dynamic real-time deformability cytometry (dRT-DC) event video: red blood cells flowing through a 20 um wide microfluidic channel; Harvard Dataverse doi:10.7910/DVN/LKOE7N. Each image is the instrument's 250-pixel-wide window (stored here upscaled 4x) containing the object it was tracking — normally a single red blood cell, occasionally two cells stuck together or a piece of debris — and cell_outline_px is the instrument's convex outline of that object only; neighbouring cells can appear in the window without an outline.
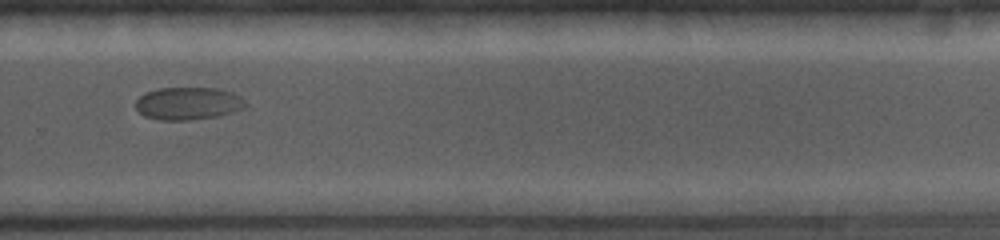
{"species": "common noctule bat (a hibernating species)", "species_latin": "Nyctalus noctula", "temperature_condition": "cold", "stored_images_in_passage": 52, "camera_frame_rate_fps": 5000, "um_per_image_px": 0.085, "animal": {"sex": "female", "body_mass_g": 19.0, "forearm_length_mm": 56.7}, "frame": {"image": 1, "passage_image": 33, "time_ms": 8.0, "image_size_px": [1000, 240], "cell_outline_px": [[244, 108], [232, 112], [216, 116], [188, 120], [160, 120], [144, 116], [136, 108], [136, 100], [144, 92], [156, 88], [220, 88], [232, 92], [240, 96], [244, 100]], "centroid_in_image_um": [15.96, 8.78], "position_along_channel_um": 313.8, "area_um2": 20.87}}
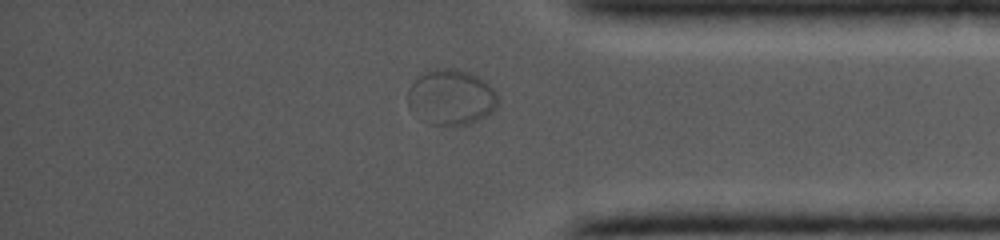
{"frame": {"image": 2, "passage_image": 41, "time_ms": 10.0, "image_size_px": [1000, 240], "cell_outline_px": [[496, 104], [492, 112], [484, 116], [464, 124], [432, 124], [408, 108], [408, 88], [420, 76], [436, 68], [456, 68], [468, 72], [484, 80], [496, 92]], "centroid_in_image_um": [38.33, 8.23], "position_along_channel_um": 396.9, "area_um2": 28.26}}
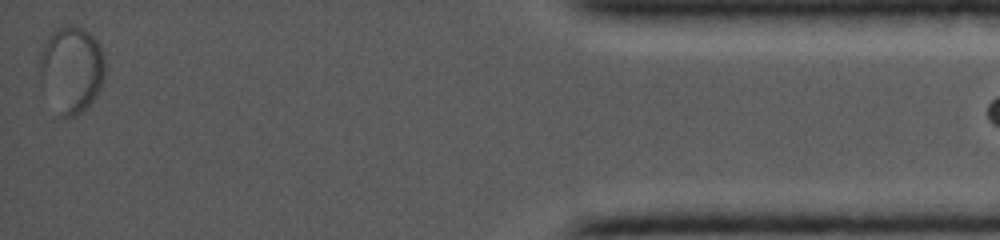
{"frame": {"image": 3, "passage_image": 51, "time_ms": 12.2, "image_size_px": [1000, 240], "cell_outline_px": [[104, 80], [96, 96], [80, 112], [72, 116], [64, 116], [40, 80], [36, 64], [40, 52], [48, 32], [56, 28], [68, 24], [72, 24], [84, 28], [100, 44], [104, 56]], "centroid_in_image_um": [6.06, 5.76], "position_along_channel_um": 429.1, "area_um2": 32.83}}